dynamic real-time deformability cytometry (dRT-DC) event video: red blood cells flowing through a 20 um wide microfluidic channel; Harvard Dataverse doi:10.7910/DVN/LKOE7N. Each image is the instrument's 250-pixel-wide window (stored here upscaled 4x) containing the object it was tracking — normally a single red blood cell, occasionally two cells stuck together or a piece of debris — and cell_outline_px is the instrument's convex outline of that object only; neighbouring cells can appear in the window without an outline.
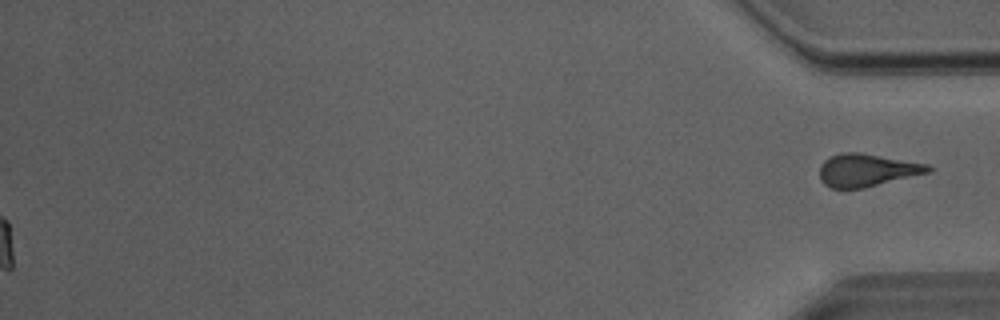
{"species": "Egyptian fruit bat (a non-hibernating species)", "species_latin": "Rousettus aegyptiacus", "temperature_condition": "room temperature", "stored_images_in_passage": 51, "segment_of_instrument_passage": [2, 2], "camera_frame_rate_fps": 3000, "um_per_image_px": 0.085, "animal": {"sex": "male"}, "frame": {"image": 1, "passage_image": 51, "time_ms": 16.667, "image_size_px": [1000, 320], "cell_outline_px": [[936, 168], [932, 172], [864, 188], [832, 188], [824, 184], [820, 180], [820, 164], [824, 160], [832, 156], [844, 152], [860, 152], [928, 164]], "centroid_in_image_um": [73.73, 14.46], "position_along_channel_um": 361.5, "area_um2": 20.87}}